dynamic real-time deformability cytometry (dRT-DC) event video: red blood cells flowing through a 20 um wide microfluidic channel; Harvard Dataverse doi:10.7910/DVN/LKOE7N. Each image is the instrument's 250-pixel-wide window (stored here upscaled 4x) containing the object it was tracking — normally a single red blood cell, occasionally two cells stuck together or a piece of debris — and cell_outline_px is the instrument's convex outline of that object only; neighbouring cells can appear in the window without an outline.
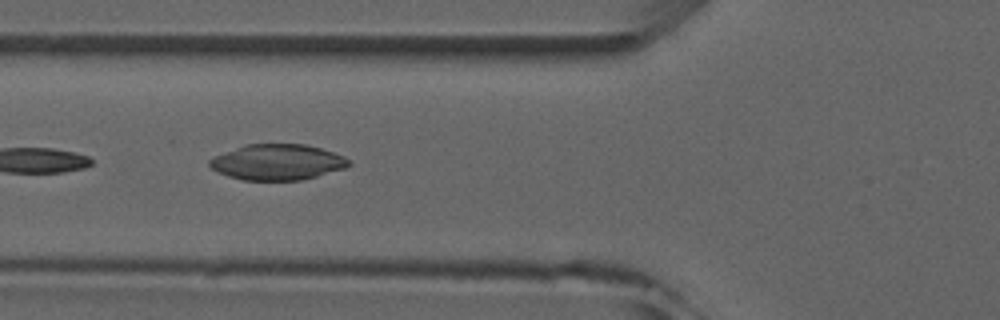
{"species": "common noctule bat (a hibernating species)", "species_latin": "Nyctalus noctula", "temperature_condition": "room temperature", "stored_images_in_passage": 7, "camera_frame_rate_fps": 3000, "um_per_image_px": 0.085, "animal": {"sex": "male", "forearm_length_mm": 52.5}, "frame": {"image": 1, "passage_image": 4, "time_ms": 3.333, "image_size_px": [1000, 320], "cell_outline_px": [[352, 164], [344, 168], [316, 176], [300, 180], [244, 180], [228, 176], [212, 168], [208, 164], [208, 160], [216, 156], [244, 144], [304, 144], [320, 148], [344, 156]], "centroid_in_image_um": [23.58, 13.78], "position_along_channel_um": 102.2, "area_um2": 28.67}}
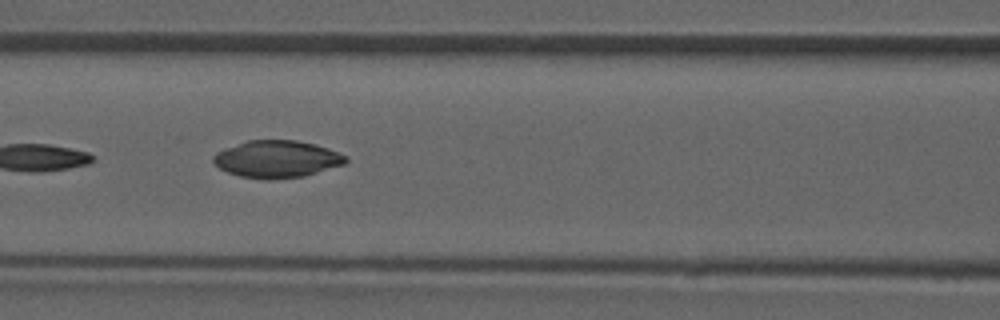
{"frame": {"image": 2, "passage_image": 5, "time_ms": 4.333, "image_size_px": [1000, 320], "cell_outline_px": [[348, 160], [344, 164], [304, 176], [268, 180], [264, 180], [240, 176], [228, 172], [220, 168], [212, 160], [212, 156], [216, 152], [224, 148], [248, 140], [296, 140], [316, 144], [328, 148], [348, 156]], "centroid_in_image_um": [23.53, 13.52], "position_along_channel_um": 143.1, "area_um2": 28.78}}